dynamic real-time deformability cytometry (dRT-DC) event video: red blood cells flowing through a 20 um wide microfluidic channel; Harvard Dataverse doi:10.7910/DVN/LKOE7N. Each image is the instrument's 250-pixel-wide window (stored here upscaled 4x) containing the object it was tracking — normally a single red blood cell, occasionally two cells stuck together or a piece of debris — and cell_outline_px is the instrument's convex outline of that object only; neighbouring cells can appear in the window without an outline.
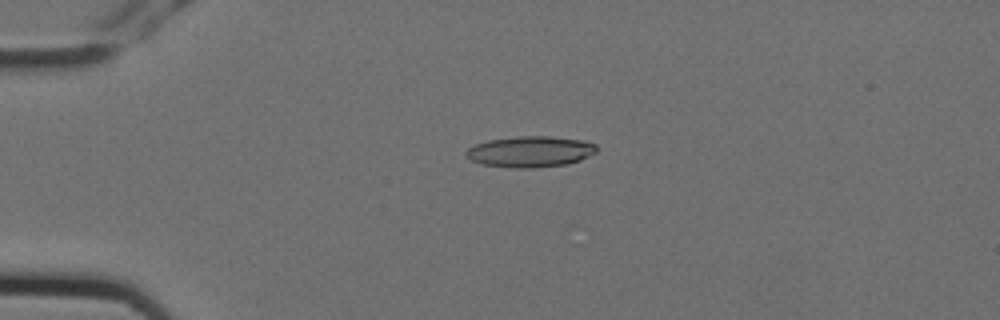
{"species": "Egyptian fruit bat (a non-hibernating species)", "species_latin": "Rousettus aegyptiacus", "temperature_condition": "cold", "stored_images_in_passage": 2, "camera_frame_rate_fps": 3000, "um_per_image_px": 0.085, "animal": {"sex": "female"}, "frame": {"image": 1, "passage_image": 1, "time_ms": 0.0, "image_size_px": [1000, 320], "cell_outline_px": [[596, 152], [580, 160], [568, 164], [532, 168], [512, 168], [480, 164], [472, 160], [464, 152], [468, 148], [476, 144], [488, 140], [520, 136], [548, 136], [584, 140], [596, 144]], "centroid_in_image_um": [45.08, 12.89], "position_along_channel_um": 39.9, "area_um2": 23.58}}